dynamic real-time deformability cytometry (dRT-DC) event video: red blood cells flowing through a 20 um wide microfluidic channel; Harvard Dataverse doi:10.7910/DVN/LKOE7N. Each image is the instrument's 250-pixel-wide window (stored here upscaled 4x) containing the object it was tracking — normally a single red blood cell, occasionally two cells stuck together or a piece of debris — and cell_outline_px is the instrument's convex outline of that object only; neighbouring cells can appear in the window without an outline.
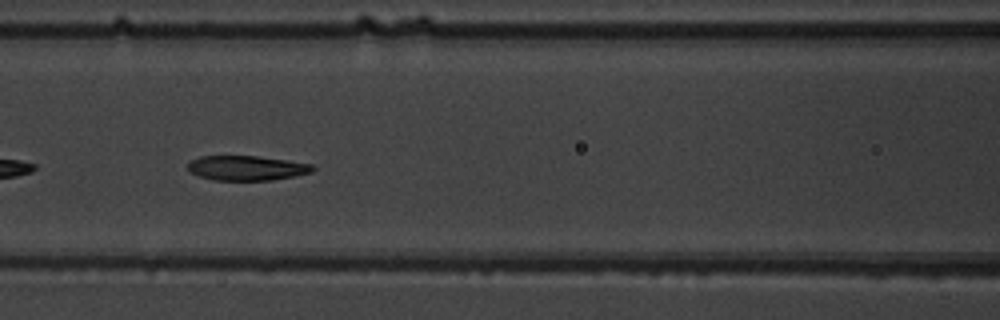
{"species": "common noctule bat (a hibernating species)", "species_latin": "Nyctalus noctula", "temperature_condition": "warm", "stored_images_in_passage": 36, "camera_frame_rate_fps": 3000, "um_per_image_px": 0.085, "animal": {"sex": "male", "body_mass_g": 19.5, "forearm_length_mm": 54.6}, "frame": {"image": 1, "passage_image": 8, "time_ms": 2.333, "image_size_px": [1000, 320], "cell_outline_px": [[316, 168], [312, 172], [296, 176], [272, 180], [212, 180], [188, 172], [188, 164], [192, 160], [200, 156], [256, 156], [288, 160], [312, 164]], "centroid_in_image_um": [20.99, 14.28], "position_along_channel_um": 145.6, "area_um2": 18.09}}
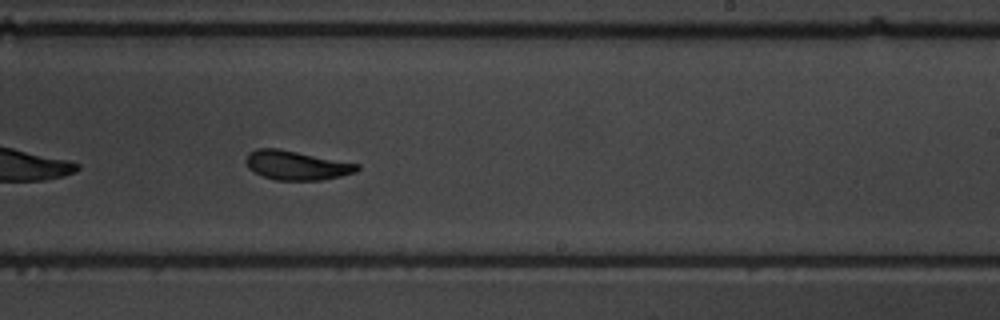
{"frame": {"image": 2, "passage_image": 17, "time_ms": 5.333, "image_size_px": [1000, 320], "cell_outline_px": [[360, 168], [356, 172], [340, 176], [320, 180], [276, 180], [264, 176], [248, 168], [244, 160], [248, 152], [256, 148], [280, 148], [360, 164]], "centroid_in_image_um": [25.19, 14.03], "position_along_channel_um": 263.8, "area_um2": 19.02}}
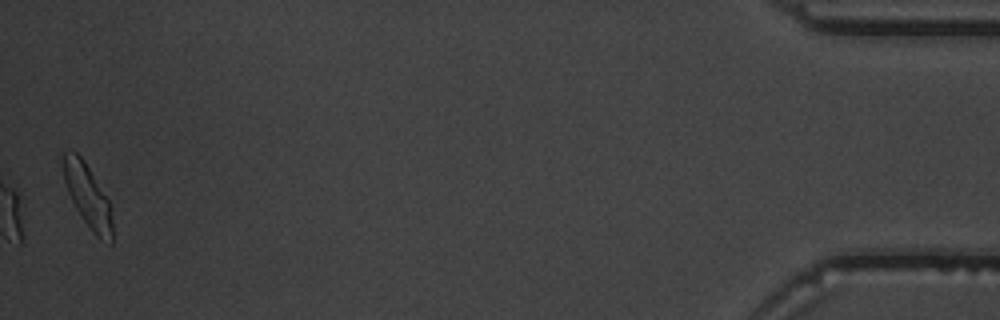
{"frame": {"image": 3, "passage_image": 36, "time_ms": 11.667, "image_size_px": [1000, 320], "cell_outline_px": [[112, 244], [100, 240], [92, 232], [76, 208], [68, 192], [64, 180], [64, 152], [76, 152], [84, 160], [108, 200], [112, 220]], "centroid_in_image_um": [7.47, 16.71], "position_along_channel_um": 427.7, "area_um2": 17.51}, "authors_computed_cell_mechanics": {"area_um2": 18.7272, "velocity_mm_per_s": 3.9515, "shape_relaxation_time_tau1_ms": 3.6801, "shape_relaxation_time_tau2_ms": 1.0285, "deformation_change_tau1": 0.1615, "deformation_change_tau2": 0.0613}}